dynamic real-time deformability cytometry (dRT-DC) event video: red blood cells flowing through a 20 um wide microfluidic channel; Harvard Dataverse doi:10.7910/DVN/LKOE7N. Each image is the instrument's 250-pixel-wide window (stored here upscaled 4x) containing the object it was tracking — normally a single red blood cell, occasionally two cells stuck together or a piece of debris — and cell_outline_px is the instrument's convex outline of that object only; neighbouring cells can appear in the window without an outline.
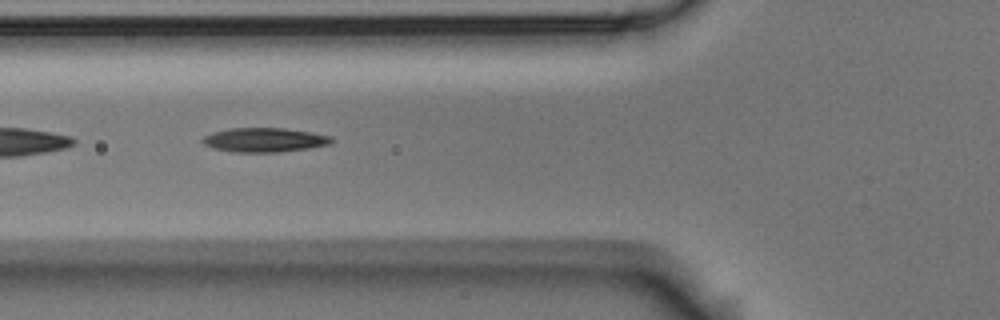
{"species": "Egyptian fruit bat (a non-hibernating species)", "species_latin": "Rousettus aegyptiacus", "temperature_condition": "room temperature", "stored_images_in_passage": 8, "segment_of_instrument_passage": [2, 2], "camera_frame_rate_fps": 3000, "um_per_image_px": 0.085, "animal": {"sex": "male"}, "frame": {"image": 1, "passage_image": 5, "time_ms": 1.333, "image_size_px": [1000, 320], "cell_outline_px": [[336, 140], [332, 144], [308, 148], [280, 152], [232, 152], [212, 148], [204, 144], [200, 140], [204, 136], [212, 132], [228, 128], [284, 128], [312, 132], [332, 136]], "centroid_in_image_um": [22.5, 11.89], "position_along_channel_um": 103.3, "area_um2": 18.5}}
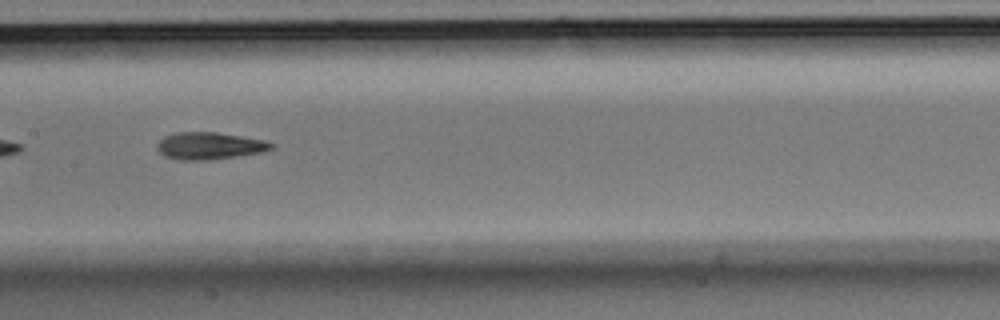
{"frame": {"image": 2, "passage_image": 7, "time_ms": 2.0, "image_size_px": [1000, 320], "cell_outline_px": [[272, 148], [260, 152], [236, 156], [204, 160], [180, 160], [164, 156], [156, 148], [156, 144], [164, 136], [176, 132], [216, 132], [268, 140], [272, 144]], "centroid_in_image_um": [17.76, 12.38], "position_along_channel_um": 189.6, "area_um2": 17.98}}
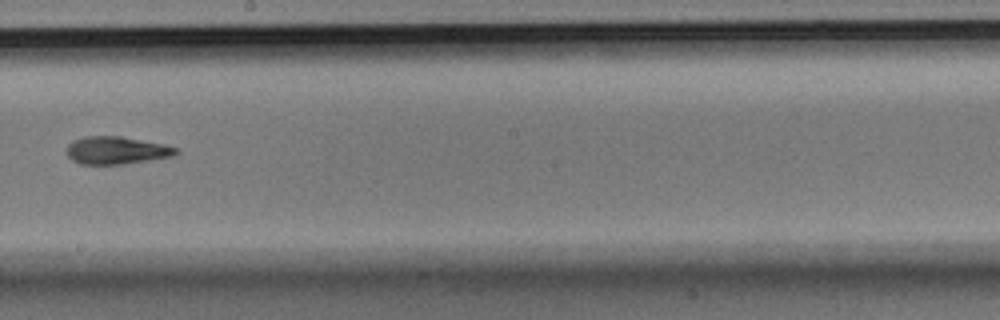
{"frame": {"image": 3, "passage_image": 8, "time_ms": 2.333, "image_size_px": [1000, 320], "cell_outline_px": [[180, 152], [172, 156], [124, 164], [80, 164], [72, 160], [68, 156], [68, 144], [72, 140], [84, 136], [120, 136], [164, 144], [180, 148]], "centroid_in_image_um": [9.91, 12.77], "position_along_channel_um": 238.3, "area_um2": 17.63}}